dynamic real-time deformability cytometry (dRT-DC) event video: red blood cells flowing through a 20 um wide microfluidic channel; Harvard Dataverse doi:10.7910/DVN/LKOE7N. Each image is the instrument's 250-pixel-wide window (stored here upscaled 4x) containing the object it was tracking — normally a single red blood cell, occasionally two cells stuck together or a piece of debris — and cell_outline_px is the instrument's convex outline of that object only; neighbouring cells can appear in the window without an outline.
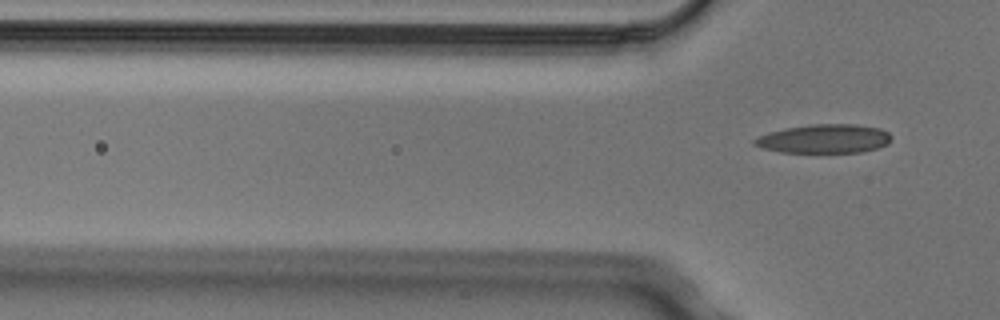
{"species": "Egyptian fruit bat (a non-hibernating species)", "species_latin": "Rousettus aegyptiacus", "temperature_condition": "cold", "stored_images_in_passage": 3, "camera_frame_rate_fps": 3000, "um_per_image_px": 0.085, "animal": {"sex": "male"}, "frame": {"image": 1, "passage_image": 3, "time_ms": 0.667, "image_size_px": [1000, 320], "cell_outline_px": [[892, 136], [888, 144], [876, 148], [860, 152], [780, 152], [764, 148], [752, 144], [752, 140], [756, 136], [768, 132], [784, 128], [808, 124], [856, 124], [880, 128], [888, 132]], "centroid_in_image_um": [70.03, 11.78], "position_along_channel_um": 55.8, "area_um2": 23.18}}